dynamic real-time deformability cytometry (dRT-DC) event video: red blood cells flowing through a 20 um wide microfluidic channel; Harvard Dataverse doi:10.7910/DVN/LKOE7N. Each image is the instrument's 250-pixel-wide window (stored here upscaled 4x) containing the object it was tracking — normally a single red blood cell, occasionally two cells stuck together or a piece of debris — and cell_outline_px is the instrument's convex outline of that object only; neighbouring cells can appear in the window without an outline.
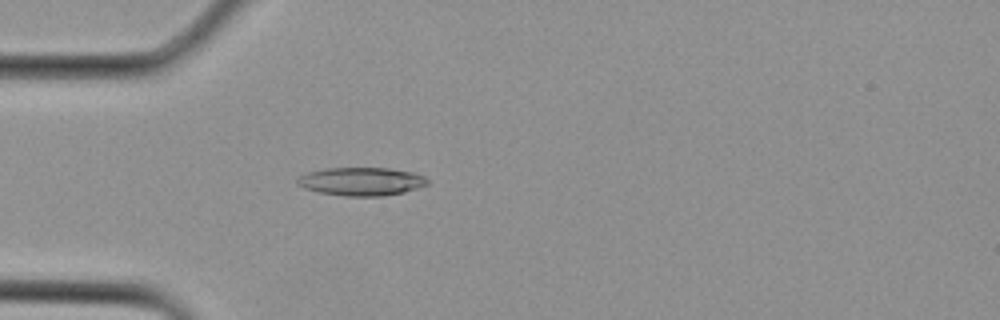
{"species": "Egyptian fruit bat (a non-hibernating species)", "species_latin": "Rousettus aegyptiacus", "temperature_condition": "cold", "stored_images_in_passage": 18, "camera_frame_rate_fps": 3000, "um_per_image_px": 0.085, "animal": {"sex": "female"}, "frame": {"image": 1, "passage_image": 8, "time_ms": 2.333, "image_size_px": [1000, 320], "cell_outline_px": [[428, 184], [404, 192], [384, 196], [344, 196], [320, 192], [304, 188], [296, 184], [296, 180], [300, 176], [308, 172], [324, 168], [388, 168], [412, 172], [424, 176], [428, 180]], "centroid_in_image_um": [30.7, 15.42], "position_along_channel_um": 54.3, "area_um2": 21.39}}
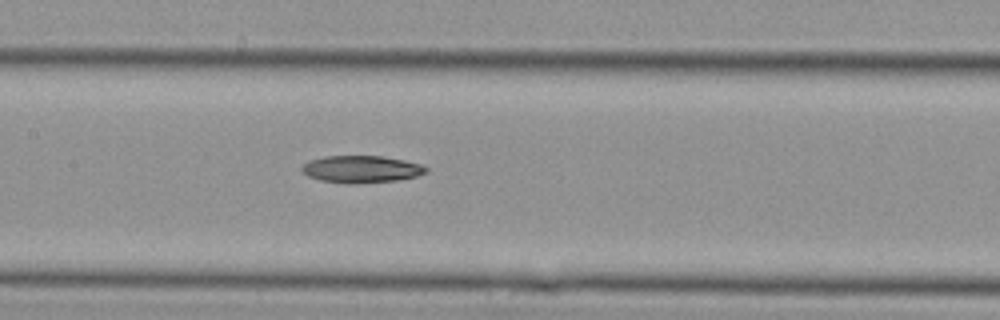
{"frame": {"image": 2, "passage_image": 14, "time_ms": 4.333, "image_size_px": [1000, 320], "cell_outline_px": [[428, 172], [416, 176], [400, 180], [348, 184], [320, 180], [308, 176], [300, 168], [304, 164], [312, 160], [324, 156], [384, 156], [404, 160], [420, 164], [428, 168]], "centroid_in_image_um": [30.74, 14.38], "position_along_channel_um": 176.7, "area_um2": 19.59}}
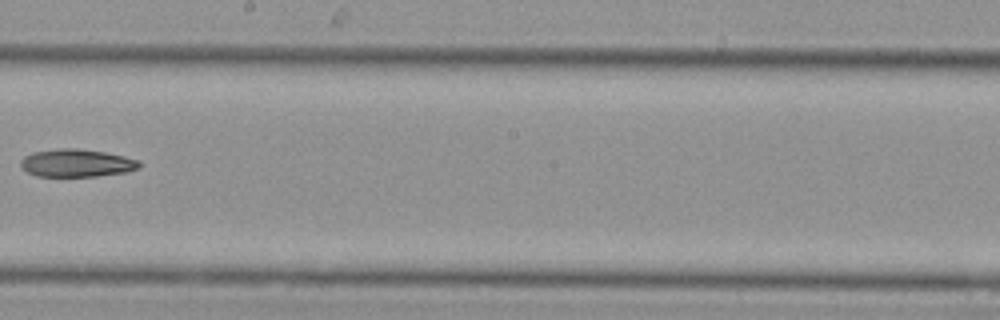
{"frame": {"image": 3, "passage_image": 17, "time_ms": 5.333, "image_size_px": [1000, 320], "cell_outline_px": [[140, 168], [124, 172], [96, 176], [36, 176], [28, 172], [20, 164], [20, 160], [24, 156], [32, 152], [60, 148], [80, 148], [104, 152], [124, 156], [140, 160]], "centroid_in_image_um": [6.51, 13.85], "position_along_channel_um": 241.7, "area_um2": 19.19}}